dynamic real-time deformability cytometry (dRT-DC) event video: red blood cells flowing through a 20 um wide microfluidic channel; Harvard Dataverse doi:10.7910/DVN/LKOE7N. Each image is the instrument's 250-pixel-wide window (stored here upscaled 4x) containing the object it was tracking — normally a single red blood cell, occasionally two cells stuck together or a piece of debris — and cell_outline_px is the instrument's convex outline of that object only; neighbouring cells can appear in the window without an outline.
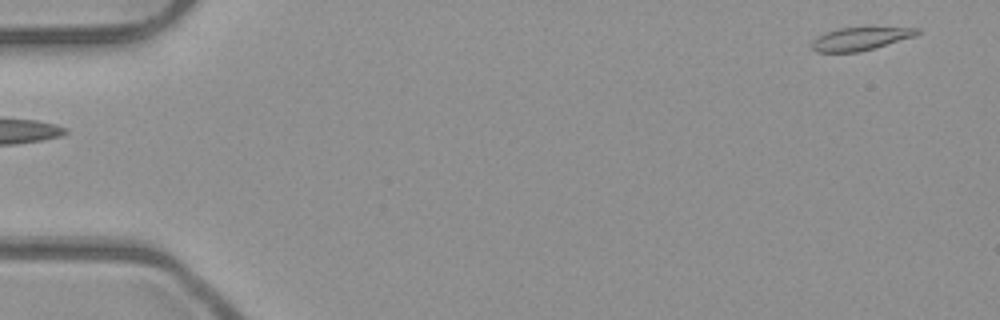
{"species": "common noctule bat (a hibernating species)", "species_latin": "Nyctalus noctula", "temperature_condition": "room temperature", "stored_images_in_passage": 5, "camera_frame_rate_fps": 3000, "um_per_image_px": 0.085, "animal": {"sex": "male", "body_mass_g": 23.1, "forearm_length_mm": 52.7}, "frame": {"image": 1, "passage_image": 1, "time_ms": 0.0, "image_size_px": [1000, 320], "cell_outline_px": [[920, 32], [916, 36], [860, 52], [816, 52], [812, 48], [812, 40], [836, 28], [920, 28]], "centroid_in_image_um": [73.13, 3.31], "position_along_channel_um": 11.9, "area_um2": 13.87}}